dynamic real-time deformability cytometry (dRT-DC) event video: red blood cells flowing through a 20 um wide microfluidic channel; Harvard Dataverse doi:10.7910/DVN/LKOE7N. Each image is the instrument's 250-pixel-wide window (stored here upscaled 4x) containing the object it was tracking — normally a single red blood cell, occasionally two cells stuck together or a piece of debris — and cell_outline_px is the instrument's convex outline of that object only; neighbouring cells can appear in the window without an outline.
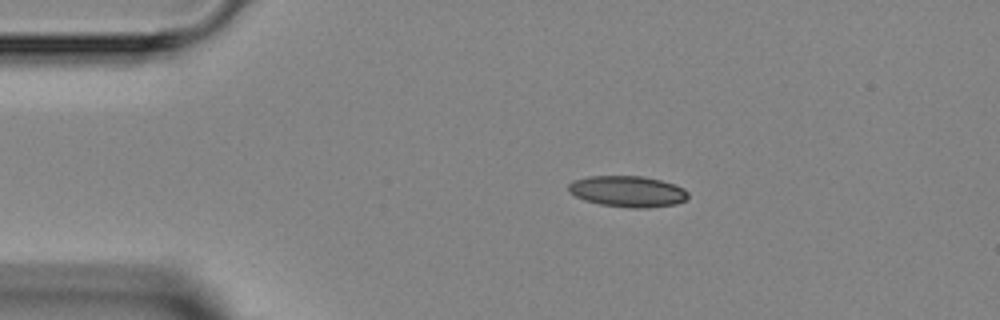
{"species": "Egyptian fruit bat (a non-hibernating species)", "species_latin": "Rousettus aegyptiacus", "temperature_condition": "room temperature", "stored_images_in_passage": 2, "camera_frame_rate_fps": 3000, "um_per_image_px": 0.085, "animal": {"sex": "female"}, "frame": {"image": 1, "passage_image": 1, "time_ms": 0.0, "image_size_px": [1000, 320], "cell_outline_px": [[688, 196], [684, 200], [676, 204], [648, 208], [632, 208], [600, 204], [584, 200], [568, 192], [568, 184], [572, 180], [588, 176], [644, 176], [660, 180], [684, 188], [688, 192]], "centroid_in_image_um": [53.32, 16.27], "position_along_channel_um": 31.7, "area_um2": 21.73}}